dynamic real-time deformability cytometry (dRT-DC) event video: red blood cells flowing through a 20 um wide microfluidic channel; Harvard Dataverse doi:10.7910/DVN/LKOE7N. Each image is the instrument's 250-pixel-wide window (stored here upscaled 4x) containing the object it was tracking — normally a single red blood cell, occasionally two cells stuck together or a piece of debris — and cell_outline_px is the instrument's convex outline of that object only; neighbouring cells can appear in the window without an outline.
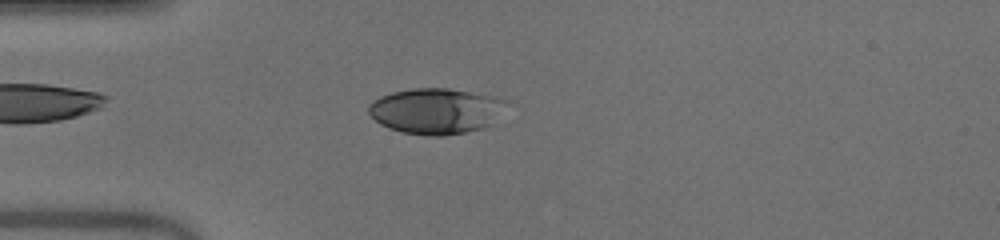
{"species": "human", "species_latin": "Homo sapiens", "temperature_condition": "warm", "stored_images_in_passage": 47, "camera_frame_rate_fps": 3000, "um_per_image_px": 0.085, "donor": {"sex": "male"}, "frame": {"image": 1, "passage_image": 11, "time_ms": 3.333, "image_size_px": [1000, 240], "cell_outline_px": [[504, 100], [488, 124], [484, 128], [444, 136], [428, 136], [404, 132], [388, 128], [380, 124], [368, 112], [368, 104], [372, 100], [380, 96], [392, 92], [412, 88], [448, 88], [496, 96]], "centroid_in_image_um": [36.92, 9.42], "position_along_channel_um": 48.1, "area_um2": 36.01}}
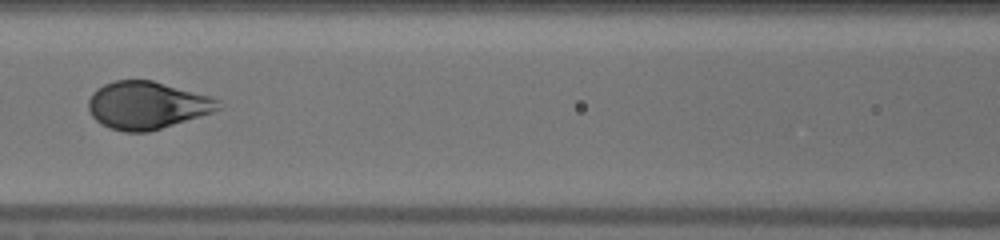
{"frame": {"image": 2, "passage_image": 20, "time_ms": 6.333, "image_size_px": [1000, 240], "cell_outline_px": [[220, 108], [212, 112], [148, 132], [124, 132], [108, 128], [96, 120], [92, 116], [88, 108], [88, 100], [92, 92], [96, 88], [112, 80], [152, 80], [212, 96], [220, 100]], "centroid_in_image_um": [12.46, 8.94], "position_along_channel_um": 154.1, "area_um2": 36.07}}
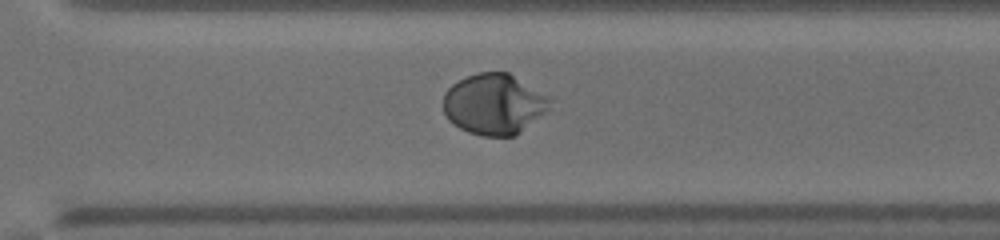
{"frame": {"image": 3, "passage_image": 33, "time_ms": 10.667, "image_size_px": [1000, 240], "cell_outline_px": [[548, 100], [544, 112], [516, 136], [480, 136], [468, 132], [452, 124], [448, 120], [444, 112], [444, 92], [452, 84], [468, 76], [480, 72], [508, 72], [544, 96]], "centroid_in_image_um": [41.89, 8.88], "position_along_channel_um": 328.7, "area_um2": 36.82}, "authors_computed_cell_mechanics": {"area_um2": 37.3966, "velocity_mm_per_s": 4.0502, "shape_relaxation_time_tau1_ms": 3.5446, "shape_relaxation_time_tau2_ms": null, "deformation_change_tau1": 0.2326, "deformation_change_tau2": null}}